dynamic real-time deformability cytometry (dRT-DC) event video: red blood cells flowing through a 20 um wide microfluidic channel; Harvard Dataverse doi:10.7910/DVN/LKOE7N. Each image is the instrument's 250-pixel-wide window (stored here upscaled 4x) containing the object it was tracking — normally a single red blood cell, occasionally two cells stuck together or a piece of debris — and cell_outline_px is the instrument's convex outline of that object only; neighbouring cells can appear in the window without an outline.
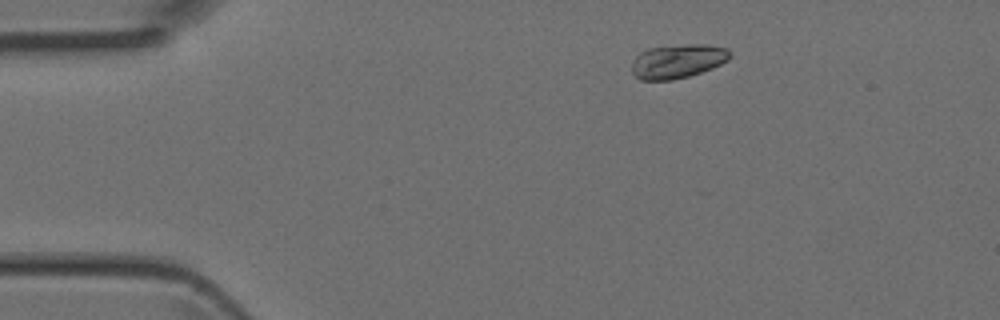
{"species": "Egyptian fruit bat (a non-hibernating species)", "species_latin": "Rousettus aegyptiacus", "temperature_condition": "room temperature", "stored_images_in_passage": 3, "camera_frame_rate_fps": 3000, "um_per_image_px": 0.085, "animal": {"sex": "female"}, "frame": {"image": 1, "passage_image": 1, "time_ms": 0.0, "image_size_px": [1000, 320], "cell_outline_px": [[732, 56], [728, 60], [712, 68], [688, 76], [672, 80], [640, 80], [632, 72], [632, 60], [640, 52], [648, 48], [688, 44], [704, 44], [728, 48], [732, 52]], "centroid_in_image_um": [57.61, 5.19], "position_along_channel_um": 27.4, "area_um2": 19.54}}